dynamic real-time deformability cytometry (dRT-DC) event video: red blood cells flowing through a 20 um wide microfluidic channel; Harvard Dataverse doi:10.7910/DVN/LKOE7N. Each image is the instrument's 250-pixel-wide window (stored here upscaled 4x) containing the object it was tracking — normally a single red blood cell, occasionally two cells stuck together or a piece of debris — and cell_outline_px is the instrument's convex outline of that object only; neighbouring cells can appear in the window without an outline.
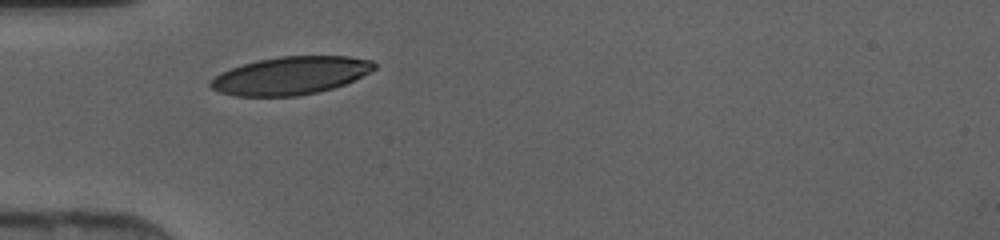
{"species": "human", "species_latin": "Homo sapiens", "temperature_condition": "cold", "stored_images_in_passage": 25, "camera_frame_rate_fps": 3000, "um_per_image_px": 0.085, "donor": {"sex": "female"}, "frame": {"image": 1, "passage_image": 1, "time_ms": 0.0, "image_size_px": [1000, 240], "cell_outline_px": [[376, 68], [372, 72], [344, 84], [332, 88], [316, 92], [296, 96], [236, 96], [220, 92], [212, 88], [208, 84], [208, 80], [220, 72], [244, 64], [260, 60], [280, 56], [348, 56], [372, 60], [376, 64]], "centroid_in_image_um": [24.7, 6.42], "position_along_channel_um": 60.3, "area_um2": 36.13}}
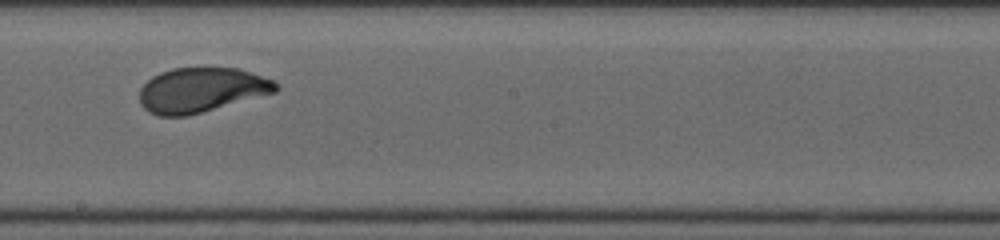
{"frame": {"image": 2, "passage_image": 13, "time_ms": 4.0, "image_size_px": [1000, 240], "cell_outline_px": [[280, 88], [276, 92], [188, 116], [160, 116], [148, 112], [140, 104], [140, 88], [152, 76], [160, 72], [172, 68], [236, 68], [276, 80], [280, 84]], "centroid_in_image_um": [17.13, 7.65], "position_along_channel_um": 231.1, "area_um2": 35.66}}
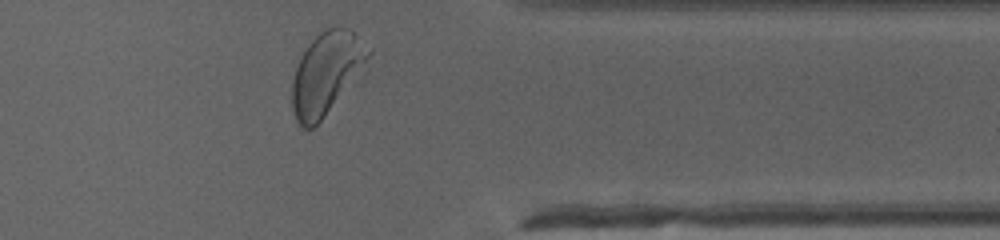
{"frame": {"image": 3, "passage_image": 24, "time_ms": 7.667, "image_size_px": [1000, 240], "cell_outline_px": [[372, 52], [364, 76], [312, 128], [300, 128], [296, 120], [292, 108], [292, 80], [300, 56], [308, 44], [320, 32], [328, 28], [340, 24], [348, 28], [372, 48]], "centroid_in_image_um": [27.83, 6.21], "position_along_channel_um": 383.6, "area_um2": 37.8}}